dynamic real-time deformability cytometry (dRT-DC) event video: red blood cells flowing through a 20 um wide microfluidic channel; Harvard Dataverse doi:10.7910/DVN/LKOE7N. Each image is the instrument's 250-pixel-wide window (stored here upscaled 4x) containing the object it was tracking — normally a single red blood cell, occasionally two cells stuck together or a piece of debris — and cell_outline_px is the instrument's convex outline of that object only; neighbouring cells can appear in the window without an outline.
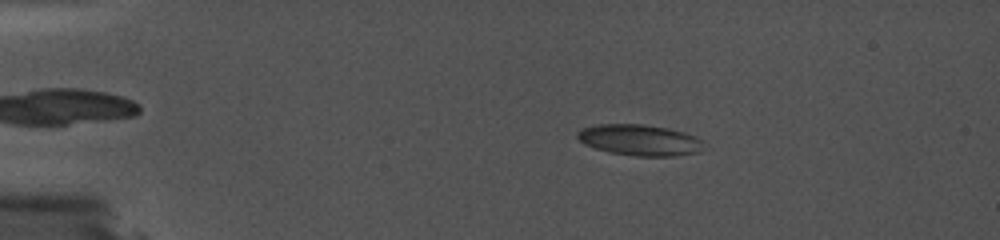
{"species": "common noctule bat (a hibernating species)", "species_latin": "Nyctalus noctula", "temperature_condition": "cold", "stored_images_in_passage": 67, "camera_frame_rate_fps": 5000, "um_per_image_px": 0.085, "animal": {"sex": "female", "body_mass_g": 19.0, "forearm_length_mm": 56.7}, "frame": {"image": 1, "passage_image": 18, "time_ms": 3.4, "image_size_px": [1000, 240], "cell_outline_px": [[708, 148], [704, 152], [676, 156], [640, 156], [612, 152], [596, 148], [584, 144], [576, 136], [576, 132], [584, 128], [600, 124], [644, 124], [668, 128], [684, 132], [696, 136], [708, 144]], "centroid_in_image_um": [54.51, 11.91], "position_along_channel_um": 30.5, "area_um2": 23.18}}
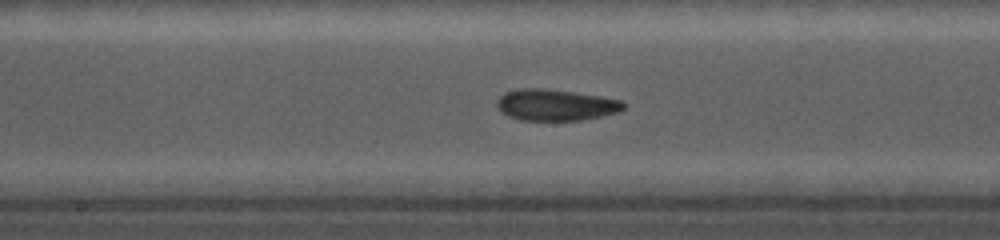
{"frame": {"image": 2, "passage_image": 51, "time_ms": 10.0, "image_size_px": [1000, 240], "cell_outline_px": [[624, 108], [620, 112], [580, 120], [520, 120], [508, 116], [500, 112], [496, 104], [496, 100], [504, 92], [520, 88], [544, 88], [600, 96], [620, 100], [624, 104]], "centroid_in_image_um": [47.18, 8.92], "position_along_channel_um": 201.0, "area_um2": 23.12}}
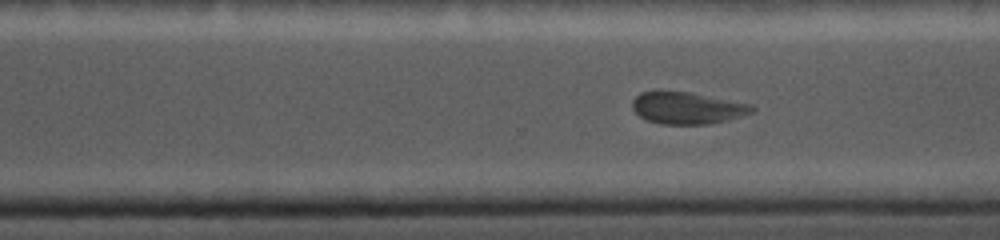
{"frame": {"image": 3, "passage_image": 66, "time_ms": 13.0, "image_size_px": [1000, 240], "cell_outline_px": [[756, 108], [752, 112], [728, 120], [708, 124], [660, 124], [648, 120], [640, 116], [632, 108], [632, 100], [640, 92], [656, 88], [692, 92], [752, 104]], "centroid_in_image_um": [58.37, 9.13], "position_along_channel_um": 312.2, "area_um2": 22.89}}